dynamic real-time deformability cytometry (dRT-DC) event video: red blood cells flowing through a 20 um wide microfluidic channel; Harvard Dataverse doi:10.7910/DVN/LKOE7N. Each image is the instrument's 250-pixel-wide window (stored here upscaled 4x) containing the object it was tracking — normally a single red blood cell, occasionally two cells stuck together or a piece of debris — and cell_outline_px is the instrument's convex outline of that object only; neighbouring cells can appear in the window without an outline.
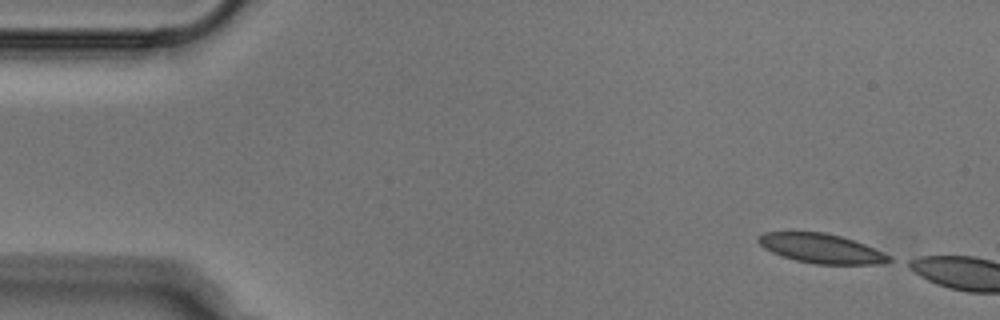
{"species": "Egyptian fruit bat (a non-hibernating species)", "species_latin": "Rousettus aegyptiacus", "temperature_condition": "cold", "stored_images_in_passage": 4, "camera_frame_rate_fps": 3000, "um_per_image_px": 0.085, "animal": {"sex": "male"}, "frame": {"image": 1, "passage_image": 1, "time_ms": 0.0, "image_size_px": [1000, 320], "cell_outline_px": [[892, 260], [880, 264], [816, 264], [796, 260], [780, 256], [764, 248], [756, 240], [764, 232], [824, 232], [840, 236], [864, 244], [892, 256]], "centroid_in_image_um": [69.8, 21.12], "position_along_channel_um": 15.2, "area_um2": 22.25}}